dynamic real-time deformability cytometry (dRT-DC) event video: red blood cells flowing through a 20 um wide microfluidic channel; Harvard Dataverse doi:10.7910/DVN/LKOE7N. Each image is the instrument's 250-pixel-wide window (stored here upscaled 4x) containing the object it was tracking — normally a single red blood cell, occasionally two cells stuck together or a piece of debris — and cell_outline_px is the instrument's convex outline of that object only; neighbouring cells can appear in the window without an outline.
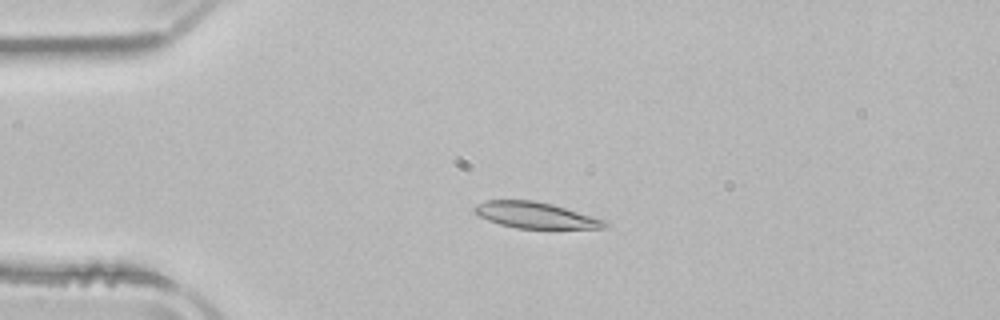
{"species": "common noctule bat (a hibernating species)", "species_latin": "Nyctalus noctula", "temperature_condition": "room temperature", "stored_images_in_passage": 51, "camera_frame_rate_fps": 3000, "um_per_image_px": 0.085, "animal": {"sex": "male", "body_mass_g": 21.5, "forearm_length_mm": 52.0}, "frame": {"image": 1, "passage_image": 11, "time_ms": 3.333, "image_size_px": [1000, 320], "cell_outline_px": [[608, 224], [604, 228], [516, 228], [500, 224], [488, 220], [472, 212], [472, 208], [476, 204], [484, 200], [532, 200], [552, 204], [604, 220]], "centroid_in_image_um": [45.43, 18.28], "position_along_channel_um": 39.6, "area_um2": 19.59}}
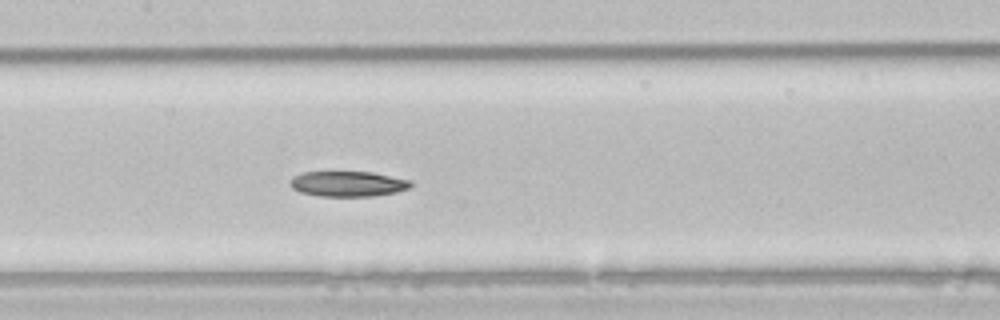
{"frame": {"image": 2, "passage_image": 24, "time_ms": 7.667, "image_size_px": [1000, 320], "cell_outline_px": [[412, 188], [396, 192], [376, 196], [320, 196], [300, 192], [292, 188], [292, 176], [304, 172], [372, 172], [412, 180]], "centroid_in_image_um": [29.64, 15.63], "position_along_channel_um": 177.8, "area_um2": 17.86}}
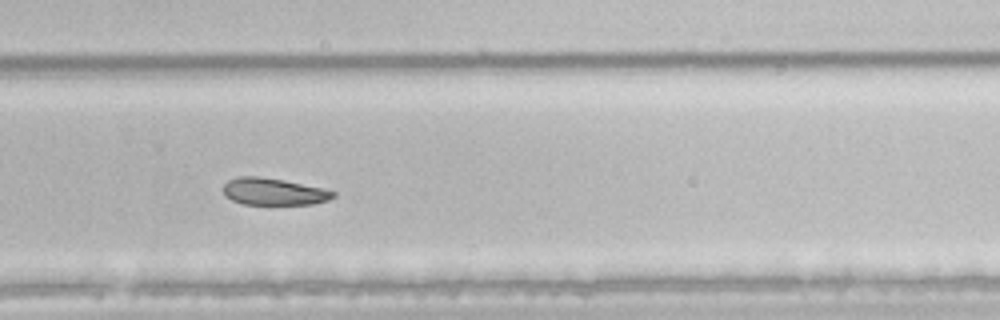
{"frame": {"image": 3, "passage_image": 34, "time_ms": 11.0, "image_size_px": [1000, 320], "cell_outline_px": [[336, 196], [328, 200], [312, 204], [244, 204], [232, 200], [224, 196], [224, 184], [228, 180], [236, 176], [256, 176], [284, 180], [324, 188], [336, 192]], "centroid_in_image_um": [23.26, 16.28], "position_along_channel_um": 306.5, "area_um2": 17.34}}